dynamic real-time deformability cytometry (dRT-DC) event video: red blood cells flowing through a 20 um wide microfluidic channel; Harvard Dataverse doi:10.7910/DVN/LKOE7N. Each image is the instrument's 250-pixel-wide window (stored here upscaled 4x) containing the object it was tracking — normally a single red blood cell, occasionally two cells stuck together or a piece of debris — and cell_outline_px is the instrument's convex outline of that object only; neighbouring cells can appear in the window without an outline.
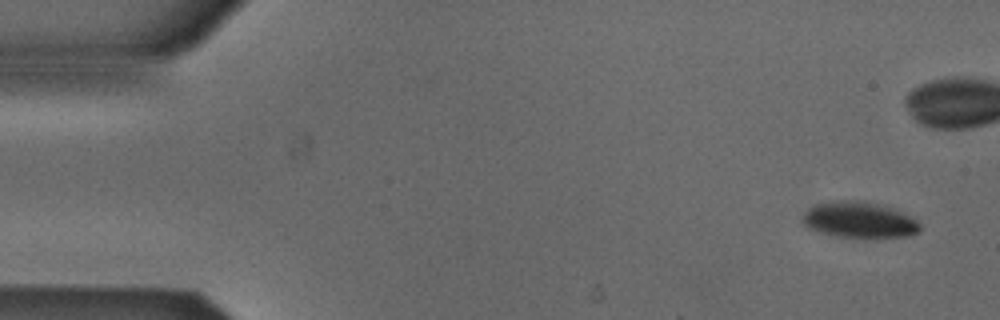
{"species": "Egyptian fruit bat (a non-hibernating species)", "species_latin": "Rousettus aegyptiacus", "temperature_condition": "cold", "stored_images_in_passage": 46, "camera_frame_rate_fps": 3000, "um_per_image_px": 0.085, "animal": {"sex": "male"}, "frame": {"image": 1, "passage_image": 1, "time_ms": 0.0, "image_size_px": [1000, 320], "cell_outline_px": [[920, 232], [908, 236], [872, 240], [836, 236], [820, 232], [808, 228], [800, 220], [804, 212], [808, 208], [816, 204], [836, 200], [864, 200], [884, 204], [896, 208], [912, 216], [920, 224]], "centroid_in_image_um": [73.09, 18.71], "position_along_channel_um": 11.9, "area_um2": 25.89}}
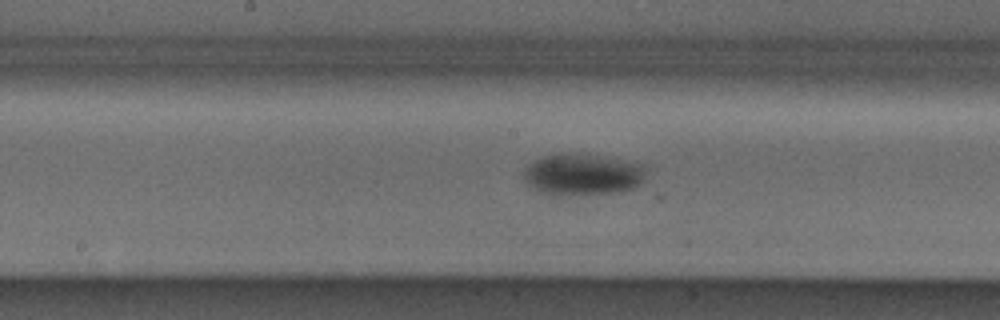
{"frame": {"image": 2, "passage_image": 25, "time_ms": 8.0, "image_size_px": [1000, 320], "cell_outline_px": [[644, 168], [640, 184], [632, 188], [620, 192], [556, 196], [552, 196], [528, 184], [524, 180], [524, 168], [528, 164], [544, 156], [568, 152], [644, 164]], "centroid_in_image_um": [49.46, 14.84], "position_along_channel_um": 198.7, "area_um2": 29.13}}
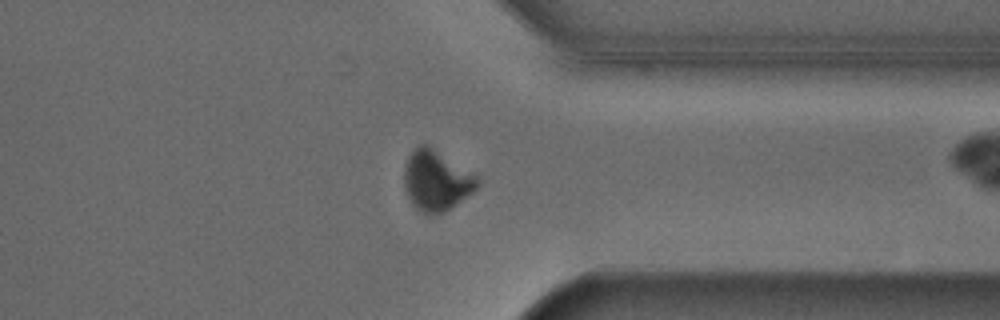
{"frame": {"image": 3, "passage_image": 39, "time_ms": 12.667, "image_size_px": [1000, 320], "cell_outline_px": [[480, 184], [468, 196], [444, 212], [432, 216], [428, 216], [416, 208], [412, 204], [404, 188], [404, 164], [408, 156], [420, 144], [428, 144], [476, 172], [480, 176]], "centroid_in_image_um": [37.13, 15.33], "position_along_channel_um": 374.3, "area_um2": 26.53}, "authors_computed_cell_mechanics": {"area_um2": 28.0908, "velocity_mm_per_s": 3.8533, "shape_relaxation_time_tau1_ms": 6.7653, "shape_relaxation_time_tau2_ms": null, "deformation_change_tau1": 0.129, "deformation_change_tau2": null}}